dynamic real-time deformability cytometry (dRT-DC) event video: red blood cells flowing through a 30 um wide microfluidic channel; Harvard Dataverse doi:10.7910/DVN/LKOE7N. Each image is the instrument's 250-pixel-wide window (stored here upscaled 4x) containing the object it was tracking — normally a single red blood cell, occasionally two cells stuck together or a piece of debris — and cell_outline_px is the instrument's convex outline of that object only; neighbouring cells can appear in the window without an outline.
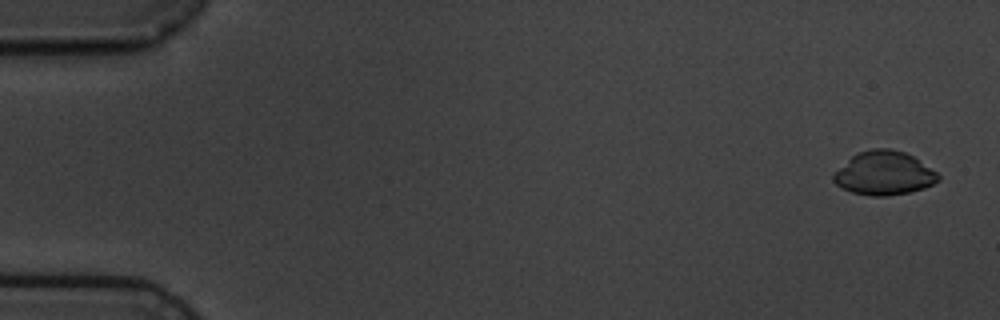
{"species": "common noctule bat (a hibernating species)", "species_latin": "Nyctalus noctula", "temperature_condition": "cold", "stored_images_in_passage": 6, "camera_frame_rate_fps": 3000, "um_per_image_px": 0.085, "animal": {"sex": "male", "body_mass_g": 19.5, "forearm_length_mm": 54.6}, "frame": {"image": 1, "passage_image": 1, "time_ms": 0.0, "image_size_px": [1000, 320], "cell_outline_px": [[940, 180], [924, 188], [908, 192], [888, 196], [872, 196], [852, 192], [836, 184], [832, 180], [832, 176], [852, 156], [860, 152], [872, 148], [888, 148], [904, 152], [912, 156], [936, 172], [940, 176]], "centroid_in_image_um": [75.15, 14.73], "position_along_channel_um": 9.8, "area_um2": 26.24}}